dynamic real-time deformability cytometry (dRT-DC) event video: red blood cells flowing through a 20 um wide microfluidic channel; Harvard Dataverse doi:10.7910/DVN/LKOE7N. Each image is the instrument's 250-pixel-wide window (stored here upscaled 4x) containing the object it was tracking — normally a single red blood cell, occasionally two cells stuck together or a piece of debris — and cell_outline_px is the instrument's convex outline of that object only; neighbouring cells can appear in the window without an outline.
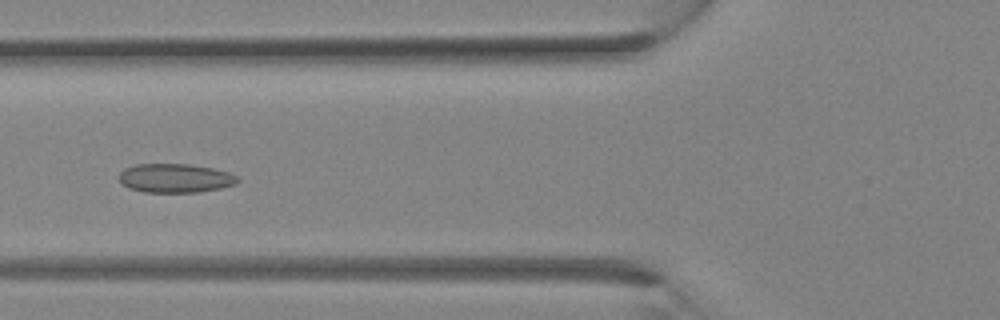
{"species": "Egyptian fruit bat (a non-hibernating species)", "species_latin": "Rousettus aegyptiacus", "temperature_condition": "room temperature", "stored_images_in_passage": 33, "camera_frame_rate_fps": 3000, "um_per_image_px": 0.085, "animal": {"sex": "female"}, "frame": {"image": 1, "passage_image": 13, "time_ms": 4.0, "image_size_px": [1000, 320], "cell_outline_px": [[240, 180], [236, 184], [220, 188], [200, 192], [144, 192], [128, 188], [120, 184], [120, 172], [124, 168], [136, 164], [188, 164], [212, 168], [228, 172], [236, 176]], "centroid_in_image_um": [14.87, 15.14], "position_along_channel_um": 110.9, "area_um2": 20.06}}
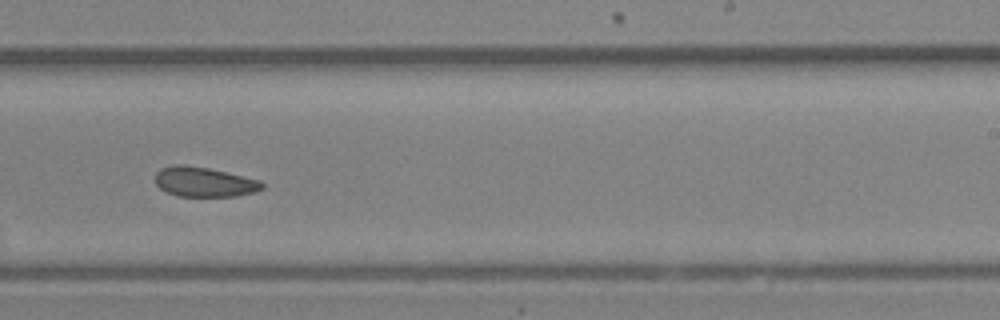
{"frame": {"image": 2, "passage_image": 21, "time_ms": 6.667, "image_size_px": [1000, 320], "cell_outline_px": [[264, 188], [256, 192], [236, 196], [176, 196], [160, 188], [156, 184], [156, 172], [160, 168], [172, 164], [184, 164], [208, 168], [260, 180], [264, 184]], "centroid_in_image_um": [17.35, 15.46], "position_along_channel_um": 271.6, "area_um2": 18.61}}
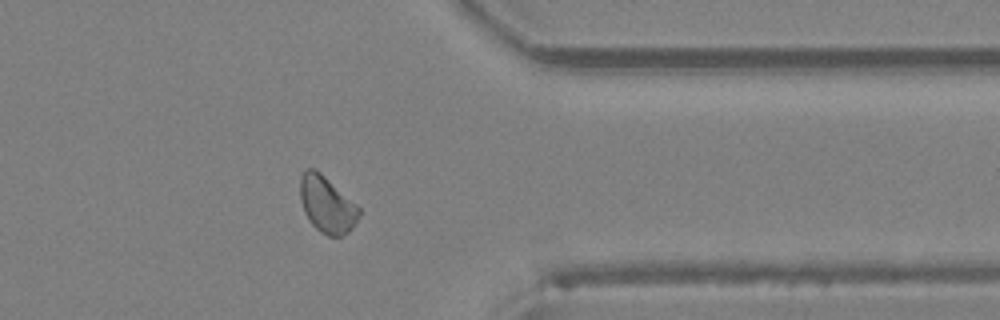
{"frame": {"image": 3, "passage_image": 27, "time_ms": 8.667, "image_size_px": [1000, 320], "cell_outline_px": [[360, 212], [352, 228], [348, 232], [340, 236], [328, 236], [320, 232], [308, 220], [304, 212], [300, 200], [300, 176], [308, 168], [312, 168], [320, 172], [356, 204], [360, 208]], "centroid_in_image_um": [27.76, 17.39], "position_along_channel_um": 383.6, "area_um2": 19.19}}